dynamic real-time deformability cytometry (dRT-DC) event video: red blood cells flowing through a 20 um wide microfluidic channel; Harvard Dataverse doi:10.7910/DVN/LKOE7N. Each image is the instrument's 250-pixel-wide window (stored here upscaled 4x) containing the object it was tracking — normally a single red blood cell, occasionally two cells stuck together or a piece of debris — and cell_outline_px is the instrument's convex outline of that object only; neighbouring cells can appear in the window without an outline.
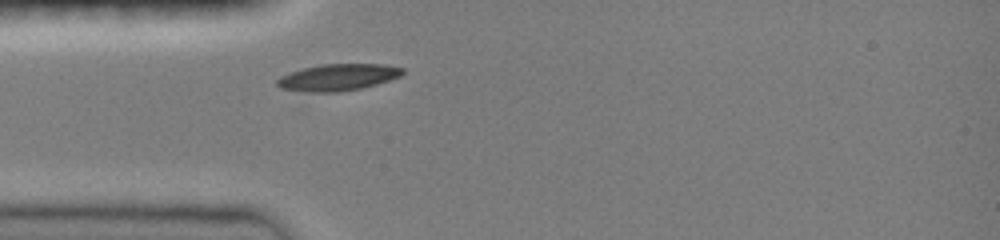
{"species": "common noctule bat (a hibernating species)", "species_latin": "Nyctalus noctula", "temperature_condition": "room temperature", "stored_images_in_passage": 34, "camera_frame_rate_fps": 3000, "um_per_image_px": 0.085, "animal": {"sex": "female", "body_mass_g": 19.0, "forearm_length_mm": 51.5}, "frame": {"image": 1, "passage_image": 6, "time_ms": 1.667, "image_size_px": [1000, 240], "cell_outline_px": [[404, 72], [400, 76], [376, 84], [360, 88], [340, 92], [304, 92], [280, 88], [276, 84], [276, 80], [280, 76], [304, 68], [320, 64], [384, 64], [404, 68]], "centroid_in_image_um": [28.7, 6.57], "position_along_channel_um": 56.3, "area_um2": 19.48}}
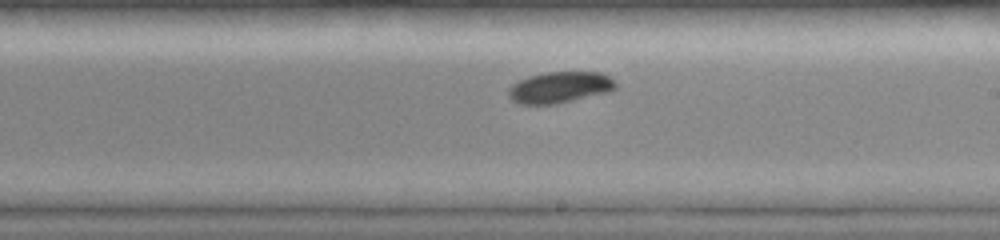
{"frame": {"image": 2, "passage_image": 20, "time_ms": 6.333, "image_size_px": [1000, 240], "cell_outline_px": [[616, 88], [608, 92], [556, 104], [520, 104], [512, 100], [508, 96], [508, 88], [512, 84], [528, 76], [544, 72], [600, 72], [608, 76], [616, 84]], "centroid_in_image_um": [47.55, 7.42], "position_along_channel_um": 241.5, "area_um2": 19.48}}
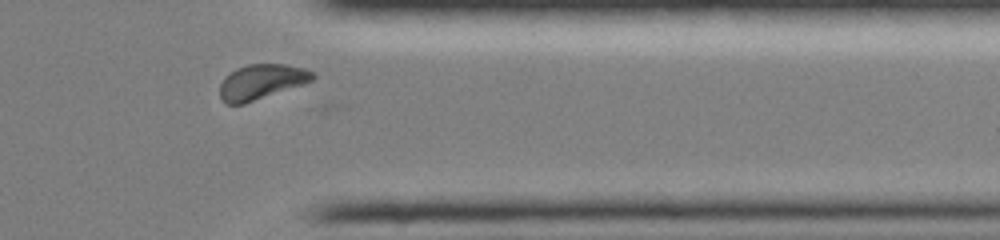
{"frame": {"image": 3, "passage_image": 31, "time_ms": 10.0, "image_size_px": [1000, 240], "cell_outline_px": [[316, 76], [312, 80], [304, 84], [244, 104], [228, 104], [220, 96], [220, 84], [224, 76], [236, 68], [248, 64], [284, 64], [304, 68], [316, 72]], "centroid_in_image_um": [22.24, 6.94], "position_along_channel_um": 389.2, "area_um2": 19.02}, "authors_computed_cell_mechanics": {"area_um2": 18.7561, "velocity_mm_per_s": 4.0117, "shape_relaxation_time_tau1_ms": 2.5155, "shape_relaxation_time_tau2_ms": null, "deformation_change_tau1": 0.1112, "deformation_change_tau2": null}}